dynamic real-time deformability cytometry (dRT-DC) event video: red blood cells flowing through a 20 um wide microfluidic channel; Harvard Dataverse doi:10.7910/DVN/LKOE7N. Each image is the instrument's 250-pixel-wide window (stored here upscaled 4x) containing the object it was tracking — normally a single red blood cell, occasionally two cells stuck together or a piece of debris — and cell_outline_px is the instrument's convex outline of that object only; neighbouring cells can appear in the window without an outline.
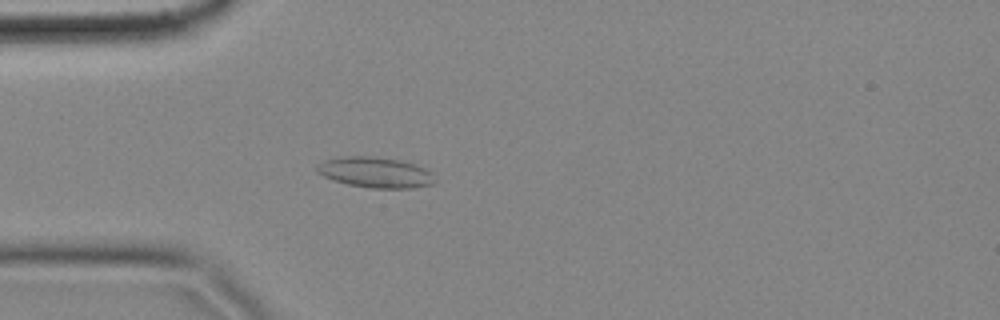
{"species": "common noctule bat (a hibernating species)", "species_latin": "Nyctalus noctula", "temperature_condition": "cold", "stored_images_in_passage": 58, "camera_frame_rate_fps": 3000, "um_per_image_px": 0.085, "animal": {"sex": "female", "body_mass_g": 18.4}, "frame": {"image": 1, "passage_image": 16, "time_ms": 5.0, "image_size_px": [1000, 320], "cell_outline_px": [[436, 180], [432, 184], [412, 188], [372, 188], [348, 184], [324, 176], [316, 172], [316, 168], [324, 160], [352, 156], [368, 156], [396, 160], [412, 164], [424, 168]], "centroid_in_image_um": [31.89, 14.67], "position_along_channel_um": 53.1, "area_um2": 20.35}}
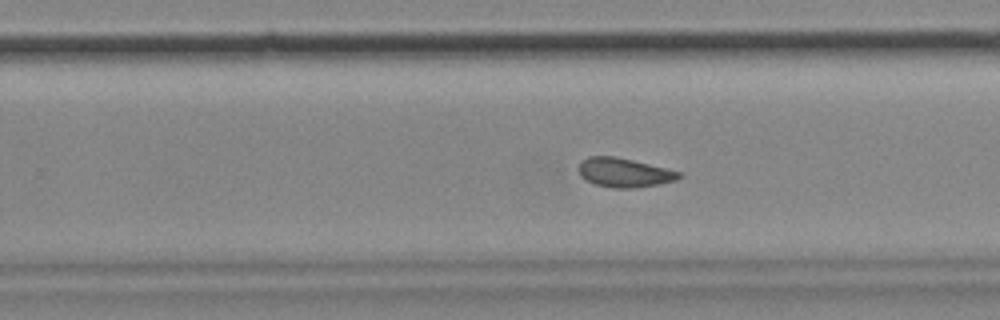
{"frame": {"image": 2, "passage_image": 36, "time_ms": 11.667, "image_size_px": [1000, 320], "cell_outline_px": [[684, 176], [676, 180], [660, 184], [632, 188], [612, 188], [596, 184], [584, 180], [580, 176], [580, 160], [588, 156], [612, 156], [632, 160], [680, 172]], "centroid_in_image_um": [53.04, 14.68], "position_along_channel_um": 276.8, "area_um2": 16.94}}
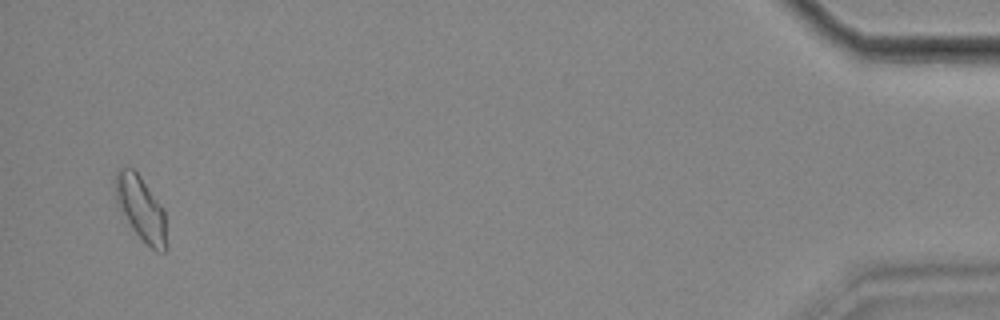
{"frame": {"image": 3, "passage_image": 56, "time_ms": 18.333, "image_size_px": [1000, 320], "cell_outline_px": [[164, 252], [156, 252], [132, 228], [116, 200], [116, 168], [132, 168], [140, 176], [160, 204], [164, 212]], "centroid_in_image_um": [11.95, 17.66], "position_along_channel_um": 423.2, "area_um2": 18.09}, "authors_computed_cell_mechanics": {"area_um2": 17.4556, "velocity_mm_per_s": 3.4608, "shape_relaxation_time_tau1_ms": null, "shape_relaxation_time_tau2_ms": 3.3693, "deformation_change_tau1": null, "deformation_change_tau2": 0.0877}}